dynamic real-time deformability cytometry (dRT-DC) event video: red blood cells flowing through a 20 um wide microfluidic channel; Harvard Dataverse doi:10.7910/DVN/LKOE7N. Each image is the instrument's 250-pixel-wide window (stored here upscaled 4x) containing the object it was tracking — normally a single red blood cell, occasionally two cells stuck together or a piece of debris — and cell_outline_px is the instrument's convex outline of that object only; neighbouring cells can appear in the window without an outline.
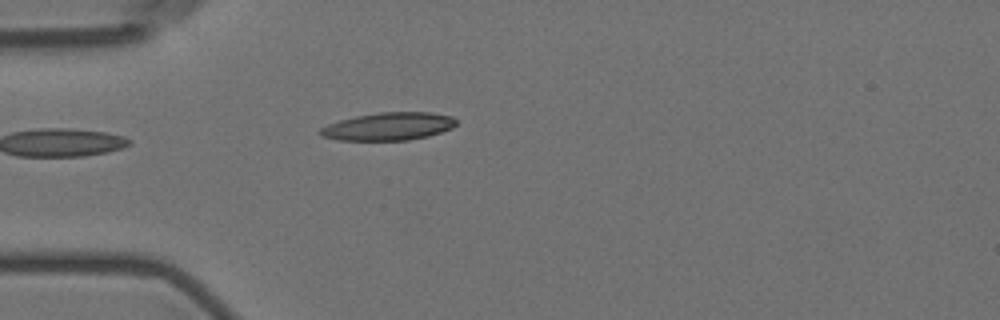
{"species": "Egyptian fruit bat (a non-hibernating species)", "species_latin": "Rousettus aegyptiacus", "temperature_condition": "room temperature", "stored_images_in_passage": 3, "camera_frame_rate_fps": 3000, "um_per_image_px": 0.085, "animal": {"sex": "female"}, "frame": {"image": 1, "passage_image": 3, "time_ms": 2.333, "image_size_px": [1000, 320], "cell_outline_px": [[456, 124], [452, 128], [428, 136], [408, 140], [340, 140], [320, 136], [316, 132], [320, 128], [328, 124], [340, 120], [356, 116], [380, 112], [432, 112], [452, 116], [456, 120]], "centroid_in_image_um": [33.0, 10.74], "position_along_channel_um": 52.0, "area_um2": 22.08}}